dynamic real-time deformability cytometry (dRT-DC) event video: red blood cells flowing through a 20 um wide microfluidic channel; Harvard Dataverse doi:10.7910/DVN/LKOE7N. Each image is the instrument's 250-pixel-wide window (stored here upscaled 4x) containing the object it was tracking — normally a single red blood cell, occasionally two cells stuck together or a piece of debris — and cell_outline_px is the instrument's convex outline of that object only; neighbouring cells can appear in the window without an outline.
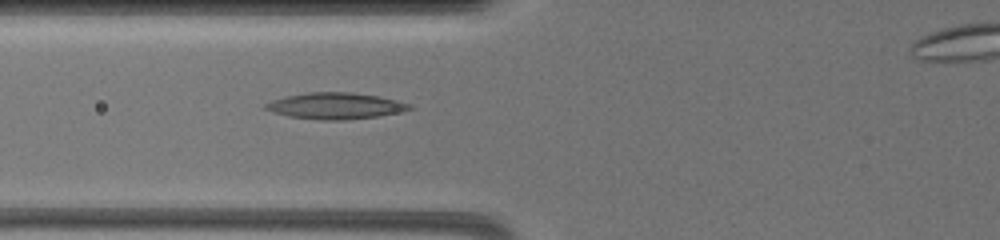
{"species": "common noctule bat (a hibernating species)", "species_latin": "Nyctalus noctula", "temperature_condition": "warm", "stored_images_in_passage": 31, "camera_frame_rate_fps": 3000, "um_per_image_px": 0.085, "animal": {"sex": "female", "body_mass_g": 19.5, "forearm_length_mm": 54.1}, "frame": {"image": 1, "passage_image": 7, "time_ms": 2.667, "image_size_px": [1000, 240], "cell_outline_px": [[412, 108], [396, 112], [376, 116], [344, 120], [320, 120], [288, 116], [264, 108], [264, 104], [272, 100], [288, 96], [308, 92], [352, 92], [380, 96], [412, 104]], "centroid_in_image_um": [28.51, 8.99], "position_along_channel_um": 97.3, "area_um2": 21.79}}
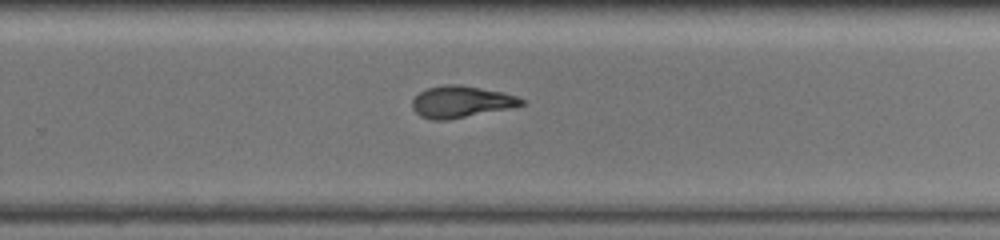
{"frame": {"image": 2, "passage_image": 19, "time_ms": 8.0, "image_size_px": [1000, 240], "cell_outline_px": [[524, 104], [512, 108], [444, 120], [432, 120], [420, 116], [412, 108], [412, 100], [420, 92], [428, 88], [444, 84], [460, 84], [500, 92], [516, 96], [524, 100]], "centroid_in_image_um": [39.17, 8.65], "position_along_channel_um": 290.6, "area_um2": 19.94}}
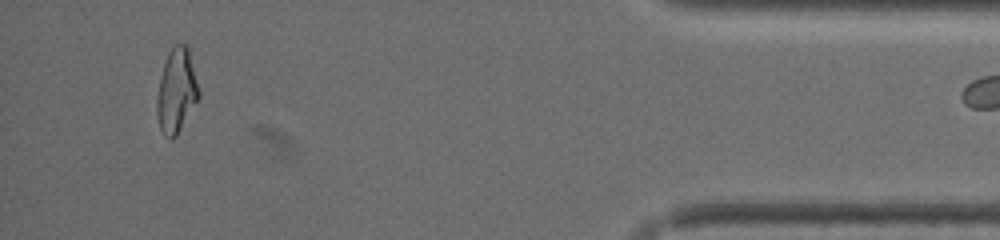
{"frame": {"image": 3, "passage_image": 30, "time_ms": 13.0, "image_size_px": [1000, 240], "cell_outline_px": [[200, 96], [176, 136], [172, 140], [164, 136], [160, 128], [156, 112], [156, 104], [160, 76], [168, 52], [176, 44], [184, 44], [188, 48], [200, 92]], "centroid_in_image_um": [14.99, 7.74], "position_along_channel_um": 420.2, "area_um2": 20.35}}